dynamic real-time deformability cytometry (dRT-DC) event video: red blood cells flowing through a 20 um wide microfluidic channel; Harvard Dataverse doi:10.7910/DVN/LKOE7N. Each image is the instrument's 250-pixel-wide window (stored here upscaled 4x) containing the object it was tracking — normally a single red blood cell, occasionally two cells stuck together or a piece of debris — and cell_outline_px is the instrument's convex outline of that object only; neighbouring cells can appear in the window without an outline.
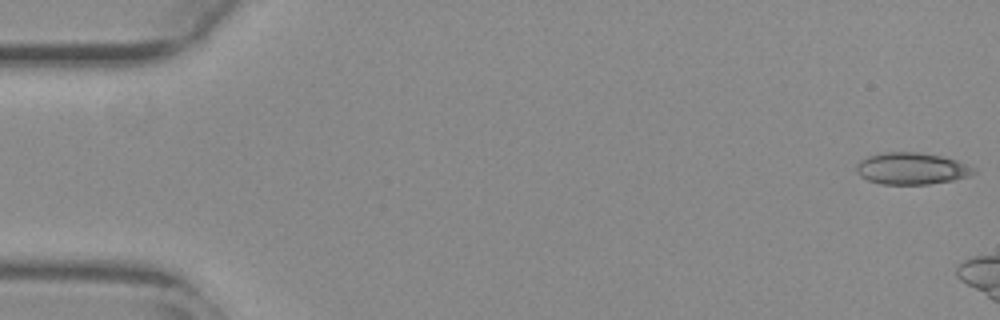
{"species": "common noctule bat (a hibernating species)", "species_latin": "Nyctalus noctula", "temperature_condition": "warm", "stored_images_in_passage": 7, "camera_frame_rate_fps": 3000, "um_per_image_px": 0.085, "animal": {"sex": "female", "body_mass_g": 29.2, "forearm_length_mm": 56.3}, "frame": {"image": 1, "passage_image": 1, "time_ms": 0.0, "image_size_px": [1000, 320], "cell_outline_px": [[976, 172], [968, 176], [952, 180], [928, 184], [880, 184], [868, 180], [860, 176], [856, 172], [856, 164], [860, 160], [868, 156], [884, 152], [920, 152], [940, 156], [956, 160], [976, 168]], "centroid_in_image_um": [77.46, 14.32], "position_along_channel_um": 7.5, "area_um2": 21.73}}